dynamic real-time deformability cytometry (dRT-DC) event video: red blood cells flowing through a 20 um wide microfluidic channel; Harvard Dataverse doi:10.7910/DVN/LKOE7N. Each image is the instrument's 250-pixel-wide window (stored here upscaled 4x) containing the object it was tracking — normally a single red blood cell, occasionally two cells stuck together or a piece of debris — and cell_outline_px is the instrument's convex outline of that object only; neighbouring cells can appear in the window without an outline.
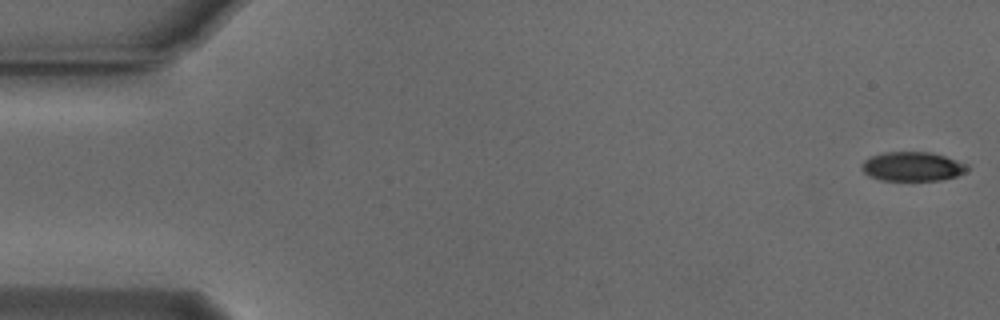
{"species": "Egyptian fruit bat (a non-hibernating species)", "species_latin": "Rousettus aegyptiacus", "temperature_condition": "cold", "stored_images_in_passage": 54, "camera_frame_rate_fps": 3000, "um_per_image_px": 0.085, "animal": {"sex": "male"}, "frame": {"image": 1, "passage_image": 1, "time_ms": 0.0, "image_size_px": [1000, 320], "cell_outline_px": [[968, 168], [964, 172], [956, 176], [940, 180], [880, 180], [868, 176], [860, 168], [860, 164], [864, 160], [872, 156], [884, 152], [932, 152], [968, 164]], "centroid_in_image_um": [77.52, 14.15], "position_along_channel_um": 7.5, "area_um2": 17.98}}
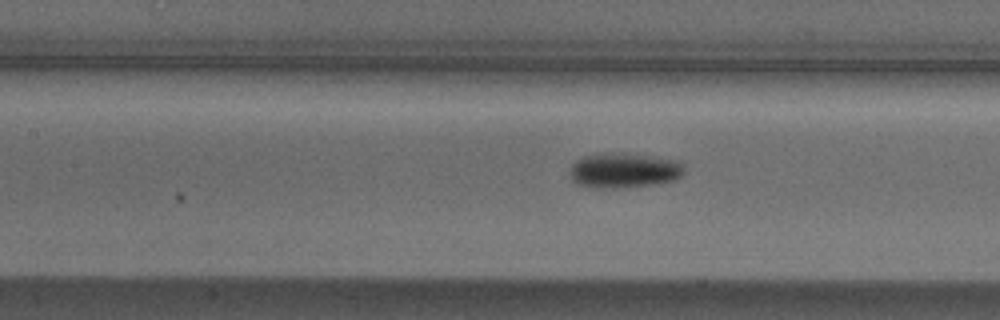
{"frame": {"image": 2, "passage_image": 24, "time_ms": 7.667, "image_size_px": [1000, 320], "cell_outline_px": [[684, 172], [676, 180], [652, 184], [624, 188], [592, 188], [576, 184], [572, 180], [568, 172], [572, 164], [576, 160], [584, 156], [600, 152], [624, 152], [652, 156], [676, 160], [680, 164]], "centroid_in_image_um": [52.96, 14.47], "position_along_channel_um": 154.4, "area_um2": 23.76}}
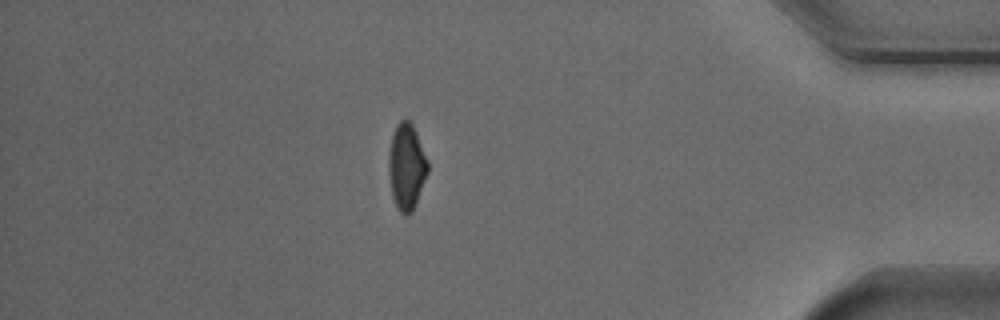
{"frame": {"image": 3, "passage_image": 47, "time_ms": 15.333, "image_size_px": [1000, 320], "cell_outline_px": [[428, 172], [412, 212], [400, 212], [396, 208], [392, 196], [388, 172], [388, 156], [392, 136], [396, 124], [400, 120], [408, 120], [412, 124], [416, 132], [428, 160]], "centroid_in_image_um": [34.54, 14.14], "position_along_channel_um": 400.7, "area_um2": 19.48}, "authors_computed_cell_mechanics": {"area_um2": 20.0566, "velocity_mm_per_s": 3.7779, "shape_relaxation_time_tau1_ms": 2.4105, "shape_relaxation_time_tau2_ms": null, "deformation_change_tau1": 0.1092, "deformation_change_tau2": null}}